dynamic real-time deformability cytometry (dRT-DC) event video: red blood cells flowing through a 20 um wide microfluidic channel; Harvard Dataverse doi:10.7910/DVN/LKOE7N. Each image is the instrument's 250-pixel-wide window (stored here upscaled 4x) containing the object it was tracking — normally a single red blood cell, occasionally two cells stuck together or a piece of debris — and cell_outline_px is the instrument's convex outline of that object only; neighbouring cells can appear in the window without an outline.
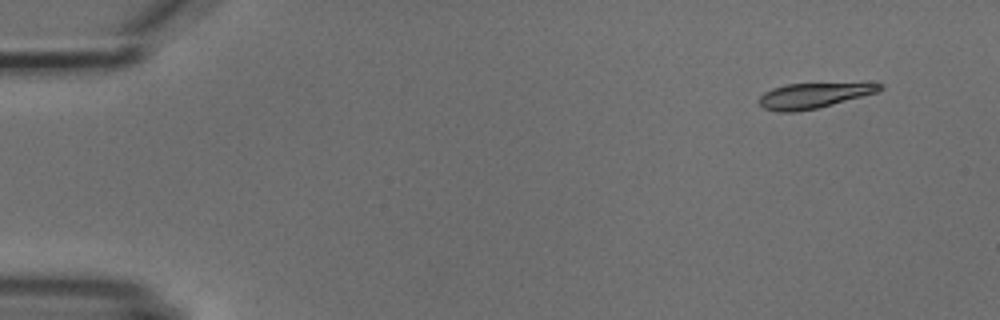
{"species": "common noctule bat (a hibernating species)", "species_latin": "Nyctalus noctula", "temperature_condition": "cold", "stored_images_in_passage": 4, "camera_frame_rate_fps": 3000, "um_per_image_px": 0.085, "animal": {"sex": "male", "body_mass_g": 18.8}, "frame": {"image": 1, "passage_image": 1, "time_ms": 0.0, "image_size_px": [1000, 320], "cell_outline_px": [[884, 88], [876, 92], [832, 104], [816, 108], [792, 112], [776, 112], [764, 108], [756, 100], [764, 92], [772, 88], [788, 84], [884, 84]], "centroid_in_image_um": [69.04, 8.13], "position_along_channel_um": 16.0, "area_um2": 17.22}}
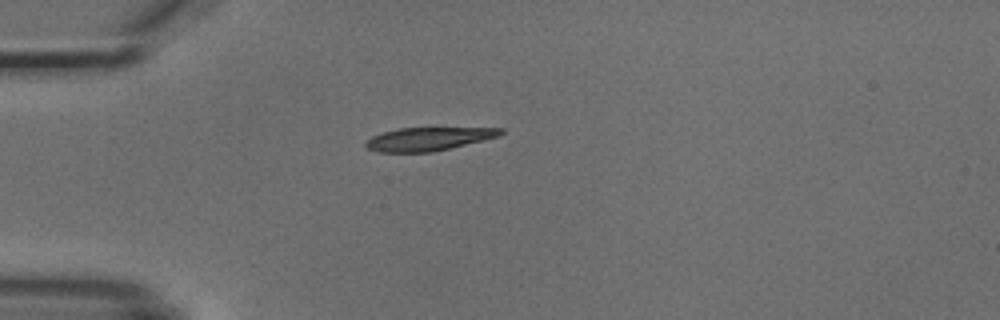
{"frame": {"image": 2, "passage_image": 4, "time_ms": 3.333, "image_size_px": [1000, 320], "cell_outline_px": [[504, 132], [500, 136], [484, 140], [432, 152], [380, 152], [368, 148], [364, 144], [372, 136], [384, 132], [400, 128], [504, 128]], "centroid_in_image_um": [36.44, 11.81], "position_along_channel_um": 48.6, "area_um2": 18.09}}